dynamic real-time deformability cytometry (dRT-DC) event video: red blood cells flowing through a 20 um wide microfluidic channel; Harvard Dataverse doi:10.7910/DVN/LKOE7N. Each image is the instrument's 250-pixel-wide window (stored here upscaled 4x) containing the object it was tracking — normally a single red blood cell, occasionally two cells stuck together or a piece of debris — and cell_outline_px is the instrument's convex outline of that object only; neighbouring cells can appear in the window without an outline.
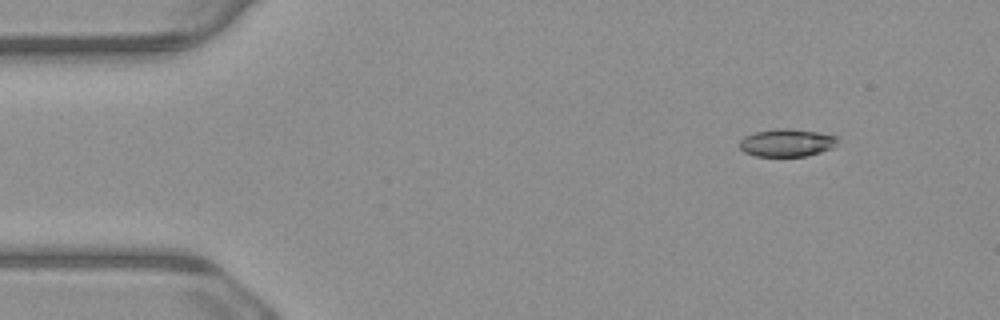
{"species": "common noctule bat (a hibernating species)", "species_latin": "Nyctalus noctula", "temperature_condition": "warm", "stored_images_in_passage": 5, "segment_of_instrument_passage": [1, 2], "camera_frame_rate_fps": 3000, "um_per_image_px": 0.085, "animal": {"sex": "male", "body_mass_g": 23.1, "forearm_length_mm": 52.7}, "frame": {"image": 1, "passage_image": 2, "time_ms": 0.333, "image_size_px": [1000, 320], "cell_outline_px": [[836, 140], [832, 148], [820, 152], [804, 156], [756, 156], [744, 152], [740, 148], [740, 140], [744, 136], [756, 132], [776, 128], [788, 128], [816, 132], [836, 136]], "centroid_in_image_um": [66.83, 12.13], "position_along_channel_um": 18.2, "area_um2": 15.61}}